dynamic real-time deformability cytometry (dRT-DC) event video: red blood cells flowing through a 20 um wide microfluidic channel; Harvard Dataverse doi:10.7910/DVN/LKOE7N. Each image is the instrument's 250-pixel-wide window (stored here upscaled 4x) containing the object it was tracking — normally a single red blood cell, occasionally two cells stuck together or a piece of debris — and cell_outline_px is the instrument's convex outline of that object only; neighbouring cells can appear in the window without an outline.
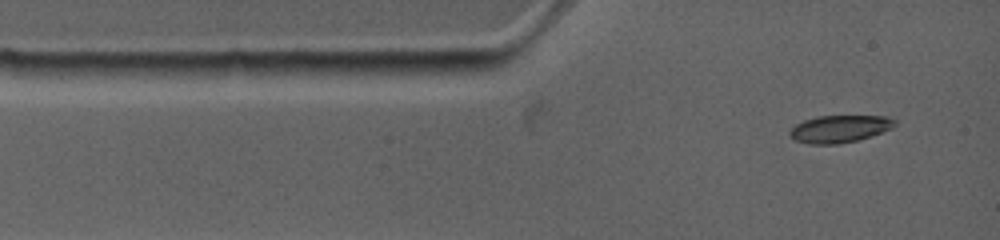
{"species": "common noctule bat (a hibernating species)", "species_latin": "Nyctalus noctula", "temperature_condition": "warm", "stored_images_in_passage": 9, "camera_frame_rate_fps": 4500, "um_per_image_px": 0.085, "animal": {"sex": "female", "body_mass_g": 19.0, "forearm_length_mm": 53.3}, "frame": {"image": 1, "passage_image": 1, "time_ms": 0.0, "image_size_px": [1000, 240], "cell_outline_px": [[892, 124], [888, 128], [880, 132], [856, 140], [836, 144], [812, 144], [796, 140], [792, 136], [792, 128], [796, 124], [820, 116], [880, 116], [892, 120]], "centroid_in_image_um": [71.3, 10.96], "position_along_channel_um": 13.7, "area_um2": 15.66}}
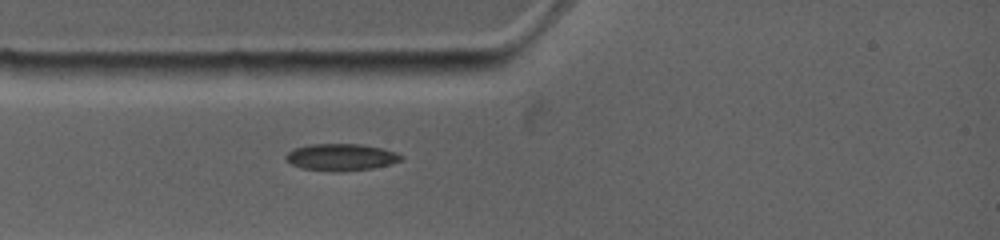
{"frame": {"image": 2, "passage_image": 6, "time_ms": 1.778, "image_size_px": [1000, 240], "cell_outline_px": [[400, 160], [388, 164], [372, 168], [340, 172], [304, 168], [292, 164], [284, 156], [288, 152], [296, 148], [312, 144], [352, 144], [380, 148], [392, 152], [400, 156]], "centroid_in_image_um": [28.92, 13.36], "position_along_channel_um": 56.1, "area_um2": 17.34}}